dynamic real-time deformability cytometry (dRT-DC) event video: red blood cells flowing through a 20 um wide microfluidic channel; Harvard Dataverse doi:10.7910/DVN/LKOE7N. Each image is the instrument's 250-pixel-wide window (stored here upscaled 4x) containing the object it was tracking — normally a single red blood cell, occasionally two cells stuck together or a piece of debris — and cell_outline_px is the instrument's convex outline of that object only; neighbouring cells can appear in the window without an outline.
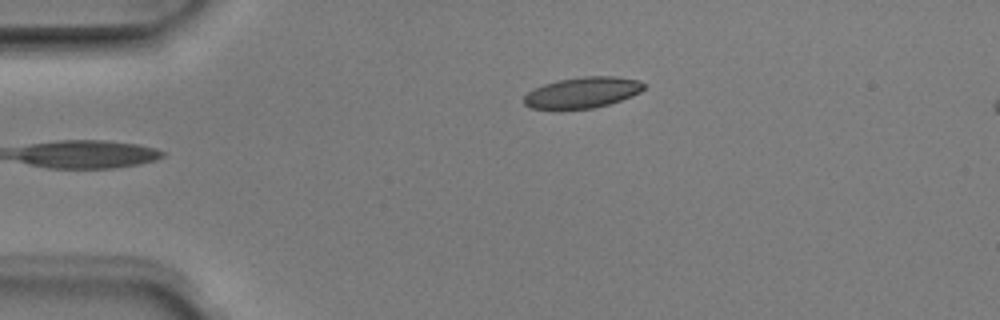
{"species": "Egyptian fruit bat (a non-hibernating species)", "species_latin": "Rousettus aegyptiacus", "temperature_condition": "room temperature", "stored_images_in_passage": 3, "camera_frame_rate_fps": 3000, "um_per_image_px": 0.085, "animal": {"sex": "male"}, "frame": {"image": 1, "passage_image": 3, "time_ms": 0.667, "image_size_px": [1000, 320], "cell_outline_px": [[648, 84], [640, 92], [632, 96], [608, 104], [592, 108], [532, 108], [524, 104], [524, 96], [528, 92], [544, 84], [560, 80], [584, 76], [616, 76], [640, 80]], "centroid_in_image_um": [49.58, 7.84], "position_along_channel_um": 35.4, "area_um2": 21.33}}